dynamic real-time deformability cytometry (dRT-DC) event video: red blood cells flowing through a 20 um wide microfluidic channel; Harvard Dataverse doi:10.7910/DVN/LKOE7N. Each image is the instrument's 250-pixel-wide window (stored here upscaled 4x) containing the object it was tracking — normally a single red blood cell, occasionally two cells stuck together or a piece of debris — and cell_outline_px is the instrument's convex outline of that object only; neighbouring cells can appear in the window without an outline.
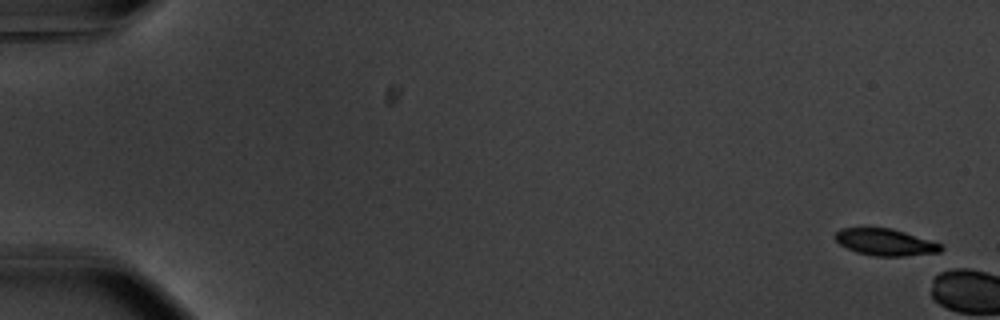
{"species": "common noctule bat (a hibernating species)", "species_latin": "Nyctalus noctula", "temperature_condition": "warm", "stored_images_in_passage": 4, "camera_frame_rate_fps": 3000, "um_per_image_px": 0.085, "animal": {"sex": "male", "body_mass_g": 20.1, "forearm_length_mm": 53.5}, "frame": {"image": 1, "passage_image": 1, "time_ms": 0.0, "image_size_px": [1000, 320], "cell_outline_px": [[944, 248], [940, 252], [904, 256], [876, 256], [856, 252], [840, 244], [836, 240], [836, 232], [840, 228], [892, 228], [940, 244]], "centroid_in_image_um": [75.24, 20.59], "position_along_channel_um": 9.8, "area_um2": 16.18}}